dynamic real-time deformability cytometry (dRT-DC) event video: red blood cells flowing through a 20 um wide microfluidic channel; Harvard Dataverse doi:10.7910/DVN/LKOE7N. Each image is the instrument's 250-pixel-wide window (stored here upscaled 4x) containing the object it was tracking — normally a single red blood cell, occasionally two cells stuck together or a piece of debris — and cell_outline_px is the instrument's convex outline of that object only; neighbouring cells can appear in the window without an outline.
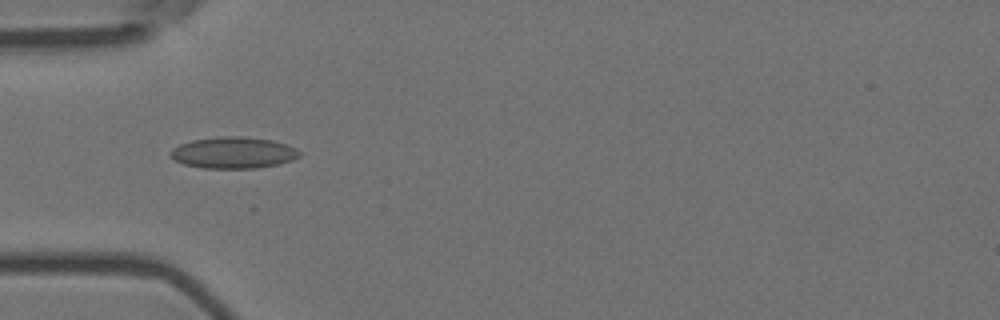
{"species": "Egyptian fruit bat (a non-hibernating species)", "species_latin": "Rousettus aegyptiacus", "temperature_condition": "room temperature", "stored_images_in_passage": 6, "camera_frame_rate_fps": 3000, "um_per_image_px": 0.085, "animal": {"sex": "female"}, "frame": {"image": 1, "passage_image": 4, "time_ms": 1.0, "image_size_px": [1000, 320], "cell_outline_px": [[300, 156], [292, 160], [280, 164], [256, 168], [204, 168], [184, 164], [176, 160], [172, 156], [172, 148], [180, 144], [192, 140], [216, 136], [244, 136], [272, 140], [296, 148], [300, 152]], "centroid_in_image_um": [19.86, 12.97], "position_along_channel_um": 65.1, "area_um2": 23.58}}
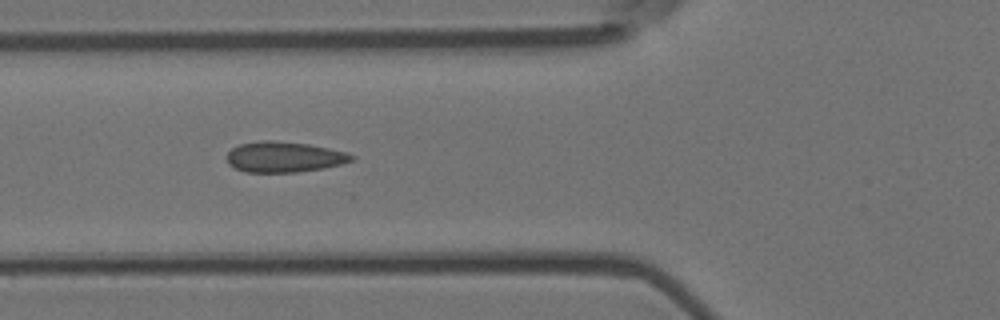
{"frame": {"image": 2, "passage_image": 5, "time_ms": 1.333, "image_size_px": [1000, 320], "cell_outline_px": [[356, 156], [352, 160], [340, 164], [324, 168], [296, 172], [244, 172], [228, 164], [224, 156], [232, 148], [240, 144], [260, 140], [272, 140], [308, 144], [348, 152]], "centroid_in_image_um": [24.12, 13.34], "position_along_channel_um": 101.7, "area_um2": 22.37}}
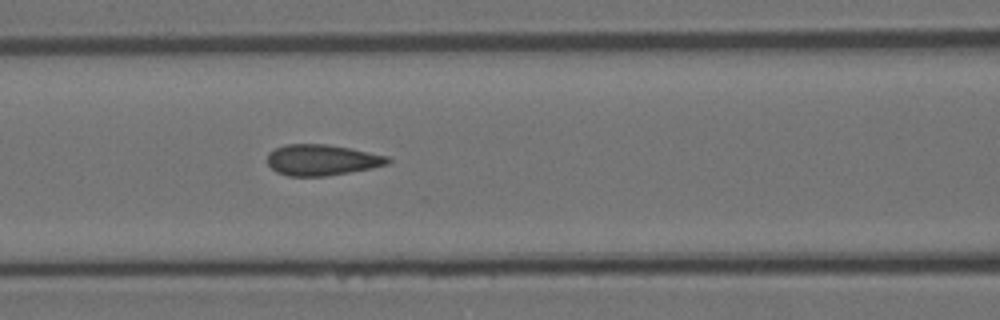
{"frame": {"image": 3, "passage_image": 6, "time_ms": 1.667, "image_size_px": [1000, 320], "cell_outline_px": [[392, 160], [388, 164], [372, 168], [328, 176], [288, 176], [276, 172], [268, 164], [268, 152], [276, 148], [288, 144], [328, 144], [388, 156]], "centroid_in_image_um": [27.36, 13.6], "position_along_channel_um": 139.2, "area_um2": 21.68}}